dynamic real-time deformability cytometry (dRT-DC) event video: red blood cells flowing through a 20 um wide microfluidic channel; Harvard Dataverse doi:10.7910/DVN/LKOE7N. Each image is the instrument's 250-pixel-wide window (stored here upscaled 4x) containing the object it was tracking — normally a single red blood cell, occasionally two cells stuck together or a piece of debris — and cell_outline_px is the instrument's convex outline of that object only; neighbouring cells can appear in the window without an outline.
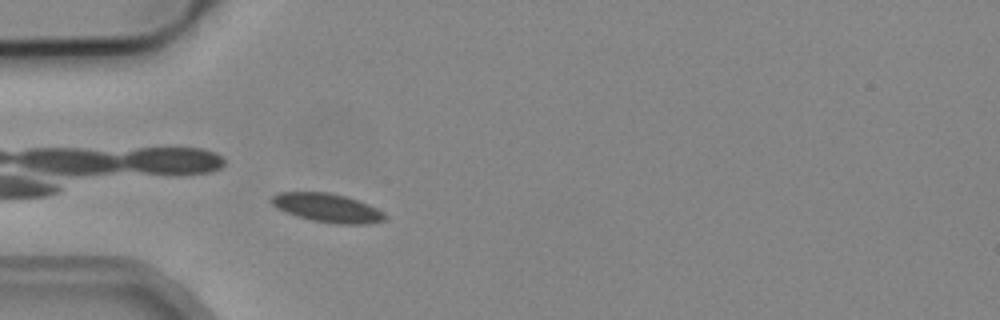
{"species": "common noctule bat (a hibernating species)", "species_latin": "Nyctalus noctula", "temperature_condition": "cold", "stored_images_in_passage": 1, "camera_frame_rate_fps": 3000, "um_per_image_px": 0.085, "animal": {"sex": "male", "body_mass_g": 19.2, "forearm_length_mm": 51.8}, "frame": {"image": 1, "passage_image": 1, "time_ms": 0.0, "image_size_px": [1000, 320], "cell_outline_px": [[388, 216], [384, 220], [368, 224], [336, 224], [312, 220], [296, 216], [284, 212], [276, 208], [272, 204], [272, 196], [276, 192], [328, 192], [344, 196], [368, 204], [384, 212]], "centroid_in_image_um": [27.81, 17.67], "position_along_channel_um": 57.2, "area_um2": 19.02}}